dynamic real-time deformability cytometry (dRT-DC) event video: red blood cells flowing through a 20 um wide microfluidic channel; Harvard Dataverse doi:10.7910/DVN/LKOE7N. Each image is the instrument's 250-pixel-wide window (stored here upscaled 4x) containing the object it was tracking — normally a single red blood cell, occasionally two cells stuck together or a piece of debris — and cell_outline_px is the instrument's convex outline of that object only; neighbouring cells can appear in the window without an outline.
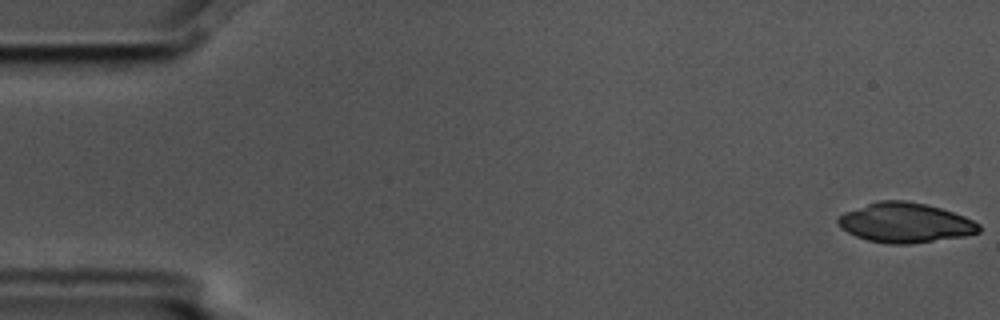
{"species": "common noctule bat (a hibernating species)", "species_latin": "Nyctalus noctula", "temperature_condition": "cold", "stored_images_in_passage": 5, "camera_frame_rate_fps": 3000, "um_per_image_px": 0.085, "animal": {"sex": "male", "body_mass_g": 17.5, "forearm_length_mm": 52.3}, "frame": {"image": 1, "passage_image": 1, "time_ms": 0.0, "image_size_px": [1000, 320], "cell_outline_px": [[980, 232], [964, 236], [912, 244], [888, 244], [868, 240], [856, 236], [840, 228], [836, 224], [836, 220], [844, 212], [880, 200], [904, 200], [924, 204], [940, 208], [964, 216], [980, 224]], "centroid_in_image_um": [76.93, 18.94], "position_along_channel_um": 8.1, "area_um2": 32.54}}